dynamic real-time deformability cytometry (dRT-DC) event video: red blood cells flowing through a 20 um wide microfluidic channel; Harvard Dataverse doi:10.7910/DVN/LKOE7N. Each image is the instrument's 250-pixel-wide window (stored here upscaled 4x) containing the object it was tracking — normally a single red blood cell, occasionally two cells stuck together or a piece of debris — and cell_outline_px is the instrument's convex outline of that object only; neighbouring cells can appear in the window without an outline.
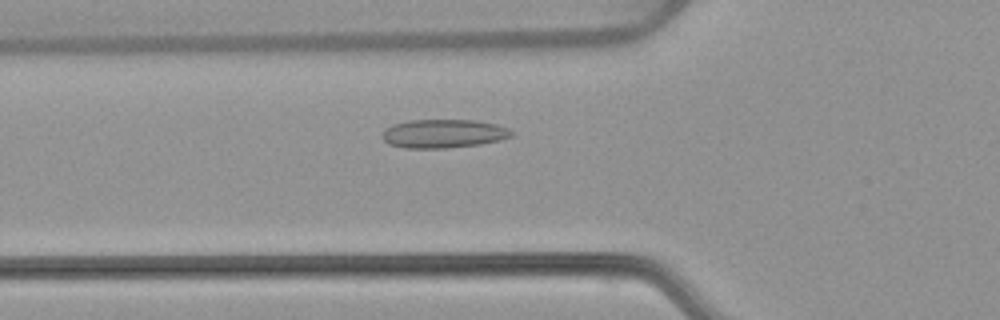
{"species": "common noctule bat (a hibernating species)", "species_latin": "Nyctalus noctula", "temperature_condition": "warm", "stored_images_in_passage": 44, "camera_frame_rate_fps": 3000, "um_per_image_px": 0.085, "animal": {"sex": "female", "body_mass_g": 22.7, "forearm_length_mm": 54.2}, "frame": {"image": 1, "passage_image": 9, "time_ms": 2.667, "image_size_px": [1000, 320], "cell_outline_px": [[516, 132], [512, 136], [500, 140], [480, 144], [448, 148], [404, 148], [388, 144], [380, 136], [384, 128], [392, 124], [412, 120], [476, 120], [496, 124], [508, 128]], "centroid_in_image_um": [37.69, 11.36], "position_along_channel_um": 88.1, "area_um2": 21.85}}
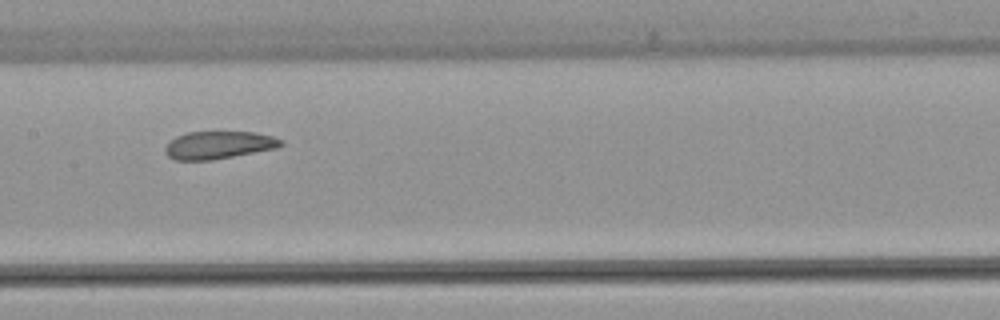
{"frame": {"image": 2, "passage_image": 17, "time_ms": 5.333, "image_size_px": [1000, 320], "cell_outline_px": [[284, 144], [276, 148], [212, 160], [176, 160], [168, 156], [164, 152], [164, 148], [176, 136], [188, 132], [252, 132], [272, 136], [284, 140]], "centroid_in_image_um": [18.59, 12.33], "position_along_channel_um": 188.8, "area_um2": 18.55}}
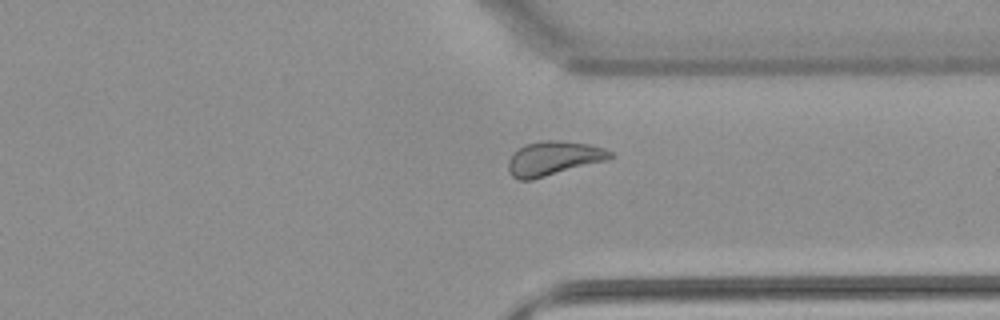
{"frame": {"image": 3, "passage_image": 31, "time_ms": 10.0, "image_size_px": [1000, 320], "cell_outline_px": [[616, 156], [608, 160], [532, 180], [520, 180], [512, 176], [508, 172], [508, 160], [512, 152], [516, 148], [524, 144], [544, 140], [556, 140], [588, 144], [604, 148], [612, 152]], "centroid_in_image_um": [47.03, 13.46], "position_along_channel_um": 364.4, "area_um2": 20.63}, "authors_computed_cell_mechanics": {"area_um2": 20.6346, "velocity_mm_per_s": 3.7596, "shape_relaxation_time_tau1_ms": 10.1957, "shape_relaxation_time_tau2_ms": 1.7498, "deformation_change_tau1": 0.1579, "deformation_change_tau2": 0.0874}}